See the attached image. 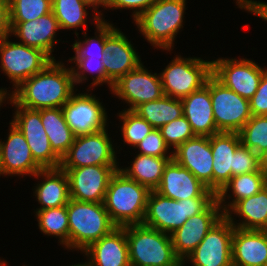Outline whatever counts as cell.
I'll return each mask as SVG.
<instances>
[{
	"label": "cell",
	"mask_w": 267,
	"mask_h": 266,
	"mask_svg": "<svg viewBox=\"0 0 267 266\" xmlns=\"http://www.w3.org/2000/svg\"><path fill=\"white\" fill-rule=\"evenodd\" d=\"M75 91L72 68H67L63 61L53 60L39 73L23 81L9 96L19 106L39 110L62 108Z\"/></svg>",
	"instance_id": "obj_1"
},
{
	"label": "cell",
	"mask_w": 267,
	"mask_h": 266,
	"mask_svg": "<svg viewBox=\"0 0 267 266\" xmlns=\"http://www.w3.org/2000/svg\"><path fill=\"white\" fill-rule=\"evenodd\" d=\"M151 190L119 169L112 175L103 201L117 227L142 224Z\"/></svg>",
	"instance_id": "obj_2"
},
{
	"label": "cell",
	"mask_w": 267,
	"mask_h": 266,
	"mask_svg": "<svg viewBox=\"0 0 267 266\" xmlns=\"http://www.w3.org/2000/svg\"><path fill=\"white\" fill-rule=\"evenodd\" d=\"M186 0H157L145 10L135 24L145 41L153 47L172 51L179 30L182 29Z\"/></svg>",
	"instance_id": "obj_3"
},
{
	"label": "cell",
	"mask_w": 267,
	"mask_h": 266,
	"mask_svg": "<svg viewBox=\"0 0 267 266\" xmlns=\"http://www.w3.org/2000/svg\"><path fill=\"white\" fill-rule=\"evenodd\" d=\"M131 266H181L171 235L144 224L125 226Z\"/></svg>",
	"instance_id": "obj_4"
},
{
	"label": "cell",
	"mask_w": 267,
	"mask_h": 266,
	"mask_svg": "<svg viewBox=\"0 0 267 266\" xmlns=\"http://www.w3.org/2000/svg\"><path fill=\"white\" fill-rule=\"evenodd\" d=\"M67 206L69 250L84 251L117 226L102 203L70 199Z\"/></svg>",
	"instance_id": "obj_5"
},
{
	"label": "cell",
	"mask_w": 267,
	"mask_h": 266,
	"mask_svg": "<svg viewBox=\"0 0 267 266\" xmlns=\"http://www.w3.org/2000/svg\"><path fill=\"white\" fill-rule=\"evenodd\" d=\"M216 197L173 200L151 190L142 224L171 235L188 218L201 213Z\"/></svg>",
	"instance_id": "obj_6"
},
{
	"label": "cell",
	"mask_w": 267,
	"mask_h": 266,
	"mask_svg": "<svg viewBox=\"0 0 267 266\" xmlns=\"http://www.w3.org/2000/svg\"><path fill=\"white\" fill-rule=\"evenodd\" d=\"M159 74L164 95L182 99L206 84L212 75V61L175 55Z\"/></svg>",
	"instance_id": "obj_7"
},
{
	"label": "cell",
	"mask_w": 267,
	"mask_h": 266,
	"mask_svg": "<svg viewBox=\"0 0 267 266\" xmlns=\"http://www.w3.org/2000/svg\"><path fill=\"white\" fill-rule=\"evenodd\" d=\"M6 37L0 40V68L16 89L53 61L45 52Z\"/></svg>",
	"instance_id": "obj_8"
},
{
	"label": "cell",
	"mask_w": 267,
	"mask_h": 266,
	"mask_svg": "<svg viewBox=\"0 0 267 266\" xmlns=\"http://www.w3.org/2000/svg\"><path fill=\"white\" fill-rule=\"evenodd\" d=\"M7 103L15 107L11 122L23 133L35 162L42 169L59 168L61 159L51 149L40 112L19 106L10 96Z\"/></svg>",
	"instance_id": "obj_9"
},
{
	"label": "cell",
	"mask_w": 267,
	"mask_h": 266,
	"mask_svg": "<svg viewBox=\"0 0 267 266\" xmlns=\"http://www.w3.org/2000/svg\"><path fill=\"white\" fill-rule=\"evenodd\" d=\"M108 128L75 137L62 157L59 168H79L89 165H119Z\"/></svg>",
	"instance_id": "obj_10"
},
{
	"label": "cell",
	"mask_w": 267,
	"mask_h": 266,
	"mask_svg": "<svg viewBox=\"0 0 267 266\" xmlns=\"http://www.w3.org/2000/svg\"><path fill=\"white\" fill-rule=\"evenodd\" d=\"M210 96L218 132L239 133L251 118L249 100L210 76Z\"/></svg>",
	"instance_id": "obj_11"
},
{
	"label": "cell",
	"mask_w": 267,
	"mask_h": 266,
	"mask_svg": "<svg viewBox=\"0 0 267 266\" xmlns=\"http://www.w3.org/2000/svg\"><path fill=\"white\" fill-rule=\"evenodd\" d=\"M267 70L247 58L212 60V75L225 87L250 100L256 93L263 73Z\"/></svg>",
	"instance_id": "obj_12"
},
{
	"label": "cell",
	"mask_w": 267,
	"mask_h": 266,
	"mask_svg": "<svg viewBox=\"0 0 267 266\" xmlns=\"http://www.w3.org/2000/svg\"><path fill=\"white\" fill-rule=\"evenodd\" d=\"M92 94L75 91L61 108L75 137L102 131L109 126L106 108L99 98Z\"/></svg>",
	"instance_id": "obj_13"
},
{
	"label": "cell",
	"mask_w": 267,
	"mask_h": 266,
	"mask_svg": "<svg viewBox=\"0 0 267 266\" xmlns=\"http://www.w3.org/2000/svg\"><path fill=\"white\" fill-rule=\"evenodd\" d=\"M233 232L234 226L224 215L182 264L190 262L192 266H232Z\"/></svg>",
	"instance_id": "obj_14"
},
{
	"label": "cell",
	"mask_w": 267,
	"mask_h": 266,
	"mask_svg": "<svg viewBox=\"0 0 267 266\" xmlns=\"http://www.w3.org/2000/svg\"><path fill=\"white\" fill-rule=\"evenodd\" d=\"M104 47L105 54L102 63L106 72V84L111 90L115 82L136 69L142 61L127 35L107 21H105Z\"/></svg>",
	"instance_id": "obj_15"
},
{
	"label": "cell",
	"mask_w": 267,
	"mask_h": 266,
	"mask_svg": "<svg viewBox=\"0 0 267 266\" xmlns=\"http://www.w3.org/2000/svg\"><path fill=\"white\" fill-rule=\"evenodd\" d=\"M110 91L120 100H124L123 102L129 106L124 110L130 111L142 103L155 101L164 96L160 74H153L143 63L123 75L113 84Z\"/></svg>",
	"instance_id": "obj_16"
},
{
	"label": "cell",
	"mask_w": 267,
	"mask_h": 266,
	"mask_svg": "<svg viewBox=\"0 0 267 266\" xmlns=\"http://www.w3.org/2000/svg\"><path fill=\"white\" fill-rule=\"evenodd\" d=\"M119 168V165H89L60 169L68 176L71 199L102 203L109 181Z\"/></svg>",
	"instance_id": "obj_17"
},
{
	"label": "cell",
	"mask_w": 267,
	"mask_h": 266,
	"mask_svg": "<svg viewBox=\"0 0 267 266\" xmlns=\"http://www.w3.org/2000/svg\"><path fill=\"white\" fill-rule=\"evenodd\" d=\"M223 216L224 213L215 198L201 213L188 218L171 234L176 256L183 262Z\"/></svg>",
	"instance_id": "obj_18"
},
{
	"label": "cell",
	"mask_w": 267,
	"mask_h": 266,
	"mask_svg": "<svg viewBox=\"0 0 267 266\" xmlns=\"http://www.w3.org/2000/svg\"><path fill=\"white\" fill-rule=\"evenodd\" d=\"M7 140H0V159L3 176L33 177L42 168L32 157L26 138L19 128L9 122Z\"/></svg>",
	"instance_id": "obj_19"
},
{
	"label": "cell",
	"mask_w": 267,
	"mask_h": 266,
	"mask_svg": "<svg viewBox=\"0 0 267 266\" xmlns=\"http://www.w3.org/2000/svg\"><path fill=\"white\" fill-rule=\"evenodd\" d=\"M155 191L177 201L196 197H216L211 189L174 159L165 166L162 180Z\"/></svg>",
	"instance_id": "obj_20"
},
{
	"label": "cell",
	"mask_w": 267,
	"mask_h": 266,
	"mask_svg": "<svg viewBox=\"0 0 267 266\" xmlns=\"http://www.w3.org/2000/svg\"><path fill=\"white\" fill-rule=\"evenodd\" d=\"M173 159L213 191V155L210 137L195 136L173 150Z\"/></svg>",
	"instance_id": "obj_21"
},
{
	"label": "cell",
	"mask_w": 267,
	"mask_h": 266,
	"mask_svg": "<svg viewBox=\"0 0 267 266\" xmlns=\"http://www.w3.org/2000/svg\"><path fill=\"white\" fill-rule=\"evenodd\" d=\"M11 35L20 38L19 43L37 48L45 52L52 60H56L52 52L57 43L56 33L61 30L54 13L51 11L38 19L10 23Z\"/></svg>",
	"instance_id": "obj_22"
},
{
	"label": "cell",
	"mask_w": 267,
	"mask_h": 266,
	"mask_svg": "<svg viewBox=\"0 0 267 266\" xmlns=\"http://www.w3.org/2000/svg\"><path fill=\"white\" fill-rule=\"evenodd\" d=\"M81 253L91 266H131L125 226L114 228Z\"/></svg>",
	"instance_id": "obj_23"
},
{
	"label": "cell",
	"mask_w": 267,
	"mask_h": 266,
	"mask_svg": "<svg viewBox=\"0 0 267 266\" xmlns=\"http://www.w3.org/2000/svg\"><path fill=\"white\" fill-rule=\"evenodd\" d=\"M183 115L190 123L195 136H212L219 133L214 120L210 96V77L199 90L181 99Z\"/></svg>",
	"instance_id": "obj_24"
},
{
	"label": "cell",
	"mask_w": 267,
	"mask_h": 266,
	"mask_svg": "<svg viewBox=\"0 0 267 266\" xmlns=\"http://www.w3.org/2000/svg\"><path fill=\"white\" fill-rule=\"evenodd\" d=\"M232 266H267V230L234 227Z\"/></svg>",
	"instance_id": "obj_25"
},
{
	"label": "cell",
	"mask_w": 267,
	"mask_h": 266,
	"mask_svg": "<svg viewBox=\"0 0 267 266\" xmlns=\"http://www.w3.org/2000/svg\"><path fill=\"white\" fill-rule=\"evenodd\" d=\"M241 144L239 133L219 132L210 136L213 155V192L217 194L231 179L234 153Z\"/></svg>",
	"instance_id": "obj_26"
},
{
	"label": "cell",
	"mask_w": 267,
	"mask_h": 266,
	"mask_svg": "<svg viewBox=\"0 0 267 266\" xmlns=\"http://www.w3.org/2000/svg\"><path fill=\"white\" fill-rule=\"evenodd\" d=\"M41 182L35 186L34 196L43 210L47 208L66 206L70 201L69 179L65 171L60 168L42 169L38 171L34 178H41Z\"/></svg>",
	"instance_id": "obj_27"
},
{
	"label": "cell",
	"mask_w": 267,
	"mask_h": 266,
	"mask_svg": "<svg viewBox=\"0 0 267 266\" xmlns=\"http://www.w3.org/2000/svg\"><path fill=\"white\" fill-rule=\"evenodd\" d=\"M232 214L241 218L239 223ZM225 216L236 228L267 230V186L257 194L238 201Z\"/></svg>",
	"instance_id": "obj_28"
},
{
	"label": "cell",
	"mask_w": 267,
	"mask_h": 266,
	"mask_svg": "<svg viewBox=\"0 0 267 266\" xmlns=\"http://www.w3.org/2000/svg\"><path fill=\"white\" fill-rule=\"evenodd\" d=\"M265 186H267V175L261 169L247 174L236 175L231 177L225 186L221 188L216 194V199L225 215L238 201L257 194Z\"/></svg>",
	"instance_id": "obj_29"
},
{
	"label": "cell",
	"mask_w": 267,
	"mask_h": 266,
	"mask_svg": "<svg viewBox=\"0 0 267 266\" xmlns=\"http://www.w3.org/2000/svg\"><path fill=\"white\" fill-rule=\"evenodd\" d=\"M38 111L51 149L62 159L73 144L75 135L67 125L61 108H44Z\"/></svg>",
	"instance_id": "obj_30"
},
{
	"label": "cell",
	"mask_w": 267,
	"mask_h": 266,
	"mask_svg": "<svg viewBox=\"0 0 267 266\" xmlns=\"http://www.w3.org/2000/svg\"><path fill=\"white\" fill-rule=\"evenodd\" d=\"M171 159L173 157H153L137 153L130 166L120 167L119 170L128 178L155 190L160 185L164 168Z\"/></svg>",
	"instance_id": "obj_31"
},
{
	"label": "cell",
	"mask_w": 267,
	"mask_h": 266,
	"mask_svg": "<svg viewBox=\"0 0 267 266\" xmlns=\"http://www.w3.org/2000/svg\"><path fill=\"white\" fill-rule=\"evenodd\" d=\"M133 112L145 119L155 129H159L183 115V104L181 99L164 95L158 100L138 105Z\"/></svg>",
	"instance_id": "obj_32"
},
{
	"label": "cell",
	"mask_w": 267,
	"mask_h": 266,
	"mask_svg": "<svg viewBox=\"0 0 267 266\" xmlns=\"http://www.w3.org/2000/svg\"><path fill=\"white\" fill-rule=\"evenodd\" d=\"M38 228L44 235L59 238L60 245L69 249V223L67 206L36 210Z\"/></svg>",
	"instance_id": "obj_33"
},
{
	"label": "cell",
	"mask_w": 267,
	"mask_h": 266,
	"mask_svg": "<svg viewBox=\"0 0 267 266\" xmlns=\"http://www.w3.org/2000/svg\"><path fill=\"white\" fill-rule=\"evenodd\" d=\"M51 5L61 30L76 29L75 35L78 38L77 29L87 28L89 6L82 0H52Z\"/></svg>",
	"instance_id": "obj_34"
},
{
	"label": "cell",
	"mask_w": 267,
	"mask_h": 266,
	"mask_svg": "<svg viewBox=\"0 0 267 266\" xmlns=\"http://www.w3.org/2000/svg\"><path fill=\"white\" fill-rule=\"evenodd\" d=\"M103 59L104 58H91V57L69 58L68 62H70V64L75 63L73 64V66L71 65L75 86L76 85L80 86V83L82 84L85 83L86 80L88 81L86 73L92 74L91 77L93 80L92 83H90L91 86L89 88L94 89L99 85L102 86L104 83L106 84V72L104 64L102 63ZM93 75L95 76L93 77Z\"/></svg>",
	"instance_id": "obj_35"
},
{
	"label": "cell",
	"mask_w": 267,
	"mask_h": 266,
	"mask_svg": "<svg viewBox=\"0 0 267 266\" xmlns=\"http://www.w3.org/2000/svg\"><path fill=\"white\" fill-rule=\"evenodd\" d=\"M241 143L259 154L267 148V115H252L239 132Z\"/></svg>",
	"instance_id": "obj_36"
},
{
	"label": "cell",
	"mask_w": 267,
	"mask_h": 266,
	"mask_svg": "<svg viewBox=\"0 0 267 266\" xmlns=\"http://www.w3.org/2000/svg\"><path fill=\"white\" fill-rule=\"evenodd\" d=\"M10 23L38 19L52 11V0H8Z\"/></svg>",
	"instance_id": "obj_37"
},
{
	"label": "cell",
	"mask_w": 267,
	"mask_h": 266,
	"mask_svg": "<svg viewBox=\"0 0 267 266\" xmlns=\"http://www.w3.org/2000/svg\"><path fill=\"white\" fill-rule=\"evenodd\" d=\"M117 116L123 122L121 124L123 142L128 146H133L134 149L154 129L145 119L133 111L122 110L117 113Z\"/></svg>",
	"instance_id": "obj_38"
},
{
	"label": "cell",
	"mask_w": 267,
	"mask_h": 266,
	"mask_svg": "<svg viewBox=\"0 0 267 266\" xmlns=\"http://www.w3.org/2000/svg\"><path fill=\"white\" fill-rule=\"evenodd\" d=\"M84 33V34H83ZM86 37L84 40L79 38L71 45L75 52L73 57H91V58H104L105 54V21H101L96 25L95 36L87 37V33L82 32Z\"/></svg>",
	"instance_id": "obj_39"
},
{
	"label": "cell",
	"mask_w": 267,
	"mask_h": 266,
	"mask_svg": "<svg viewBox=\"0 0 267 266\" xmlns=\"http://www.w3.org/2000/svg\"><path fill=\"white\" fill-rule=\"evenodd\" d=\"M159 130L166 145L172 149V152L173 149L176 150L185 141L195 137L190 123L184 115L171 121L170 123H167L166 125H163L159 128Z\"/></svg>",
	"instance_id": "obj_40"
},
{
	"label": "cell",
	"mask_w": 267,
	"mask_h": 266,
	"mask_svg": "<svg viewBox=\"0 0 267 266\" xmlns=\"http://www.w3.org/2000/svg\"><path fill=\"white\" fill-rule=\"evenodd\" d=\"M135 148L138 154L153 157H173V152L166 145L159 129H153ZM170 151V153H169ZM169 154V155H168Z\"/></svg>",
	"instance_id": "obj_41"
},
{
	"label": "cell",
	"mask_w": 267,
	"mask_h": 266,
	"mask_svg": "<svg viewBox=\"0 0 267 266\" xmlns=\"http://www.w3.org/2000/svg\"><path fill=\"white\" fill-rule=\"evenodd\" d=\"M231 169L232 177L258 171L260 169L258 154L241 143L235 150L234 168Z\"/></svg>",
	"instance_id": "obj_42"
},
{
	"label": "cell",
	"mask_w": 267,
	"mask_h": 266,
	"mask_svg": "<svg viewBox=\"0 0 267 266\" xmlns=\"http://www.w3.org/2000/svg\"><path fill=\"white\" fill-rule=\"evenodd\" d=\"M251 115H267V70L261 77L256 93L249 100Z\"/></svg>",
	"instance_id": "obj_43"
},
{
	"label": "cell",
	"mask_w": 267,
	"mask_h": 266,
	"mask_svg": "<svg viewBox=\"0 0 267 266\" xmlns=\"http://www.w3.org/2000/svg\"><path fill=\"white\" fill-rule=\"evenodd\" d=\"M157 0H111L109 10H133L132 17L136 20L145 10L150 8Z\"/></svg>",
	"instance_id": "obj_44"
},
{
	"label": "cell",
	"mask_w": 267,
	"mask_h": 266,
	"mask_svg": "<svg viewBox=\"0 0 267 266\" xmlns=\"http://www.w3.org/2000/svg\"><path fill=\"white\" fill-rule=\"evenodd\" d=\"M236 5L241 10L251 12L255 16L267 21V2L256 0H236Z\"/></svg>",
	"instance_id": "obj_45"
},
{
	"label": "cell",
	"mask_w": 267,
	"mask_h": 266,
	"mask_svg": "<svg viewBox=\"0 0 267 266\" xmlns=\"http://www.w3.org/2000/svg\"><path fill=\"white\" fill-rule=\"evenodd\" d=\"M6 37H11L9 2L0 0V40Z\"/></svg>",
	"instance_id": "obj_46"
},
{
	"label": "cell",
	"mask_w": 267,
	"mask_h": 266,
	"mask_svg": "<svg viewBox=\"0 0 267 266\" xmlns=\"http://www.w3.org/2000/svg\"><path fill=\"white\" fill-rule=\"evenodd\" d=\"M86 5L90 7V10L93 9V17H92V22L94 21L95 25H98L101 21H106L105 18L103 17L102 11H99L98 8L104 7L106 10L107 8L109 9L110 6V1L111 0H82Z\"/></svg>",
	"instance_id": "obj_47"
},
{
	"label": "cell",
	"mask_w": 267,
	"mask_h": 266,
	"mask_svg": "<svg viewBox=\"0 0 267 266\" xmlns=\"http://www.w3.org/2000/svg\"><path fill=\"white\" fill-rule=\"evenodd\" d=\"M259 168L267 175V148L258 154Z\"/></svg>",
	"instance_id": "obj_48"
},
{
	"label": "cell",
	"mask_w": 267,
	"mask_h": 266,
	"mask_svg": "<svg viewBox=\"0 0 267 266\" xmlns=\"http://www.w3.org/2000/svg\"><path fill=\"white\" fill-rule=\"evenodd\" d=\"M7 89L8 88H0V107L3 105V103L5 104V101L8 100L9 94L11 93V91Z\"/></svg>",
	"instance_id": "obj_49"
},
{
	"label": "cell",
	"mask_w": 267,
	"mask_h": 266,
	"mask_svg": "<svg viewBox=\"0 0 267 266\" xmlns=\"http://www.w3.org/2000/svg\"><path fill=\"white\" fill-rule=\"evenodd\" d=\"M70 266H91L90 265V262L89 261H85V263H83V262H81V263H76V264H72V265H70Z\"/></svg>",
	"instance_id": "obj_50"
},
{
	"label": "cell",
	"mask_w": 267,
	"mask_h": 266,
	"mask_svg": "<svg viewBox=\"0 0 267 266\" xmlns=\"http://www.w3.org/2000/svg\"><path fill=\"white\" fill-rule=\"evenodd\" d=\"M3 176V173H2V168H1V159H0V176Z\"/></svg>",
	"instance_id": "obj_51"
},
{
	"label": "cell",
	"mask_w": 267,
	"mask_h": 266,
	"mask_svg": "<svg viewBox=\"0 0 267 266\" xmlns=\"http://www.w3.org/2000/svg\"><path fill=\"white\" fill-rule=\"evenodd\" d=\"M7 264H8L7 261L3 260V266H7ZM24 266H27V265L24 264Z\"/></svg>",
	"instance_id": "obj_52"
},
{
	"label": "cell",
	"mask_w": 267,
	"mask_h": 266,
	"mask_svg": "<svg viewBox=\"0 0 267 266\" xmlns=\"http://www.w3.org/2000/svg\"><path fill=\"white\" fill-rule=\"evenodd\" d=\"M2 259H0V266H3V261H1Z\"/></svg>",
	"instance_id": "obj_53"
}]
</instances>
